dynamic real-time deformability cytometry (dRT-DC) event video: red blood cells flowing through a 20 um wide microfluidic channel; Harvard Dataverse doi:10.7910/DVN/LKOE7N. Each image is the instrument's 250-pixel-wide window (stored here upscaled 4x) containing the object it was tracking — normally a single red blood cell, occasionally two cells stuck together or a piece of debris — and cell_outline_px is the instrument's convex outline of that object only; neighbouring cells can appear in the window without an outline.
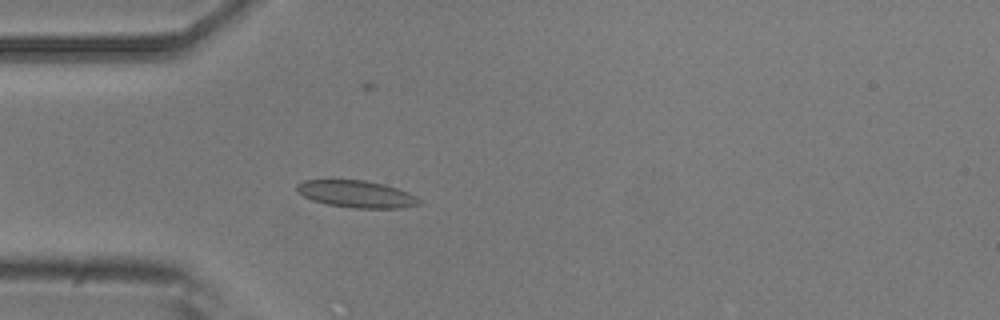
{"species": "common noctule bat (a hibernating species)", "species_latin": "Nyctalus noctula", "temperature_condition": "room temperature", "stored_images_in_passage": 5, "camera_frame_rate_fps": 3000, "um_per_image_px": 0.085, "animal": {"sex": "male", "body_mass_g": 20.5, "forearm_length_mm": 52.5}, "frame": {"image": 1, "passage_image": 5, "time_ms": 4.333, "image_size_px": [1000, 320], "cell_outline_px": [[420, 204], [400, 208], [352, 208], [328, 204], [312, 200], [304, 196], [296, 188], [296, 184], [304, 180], [364, 180], [384, 184], [396, 188], [416, 196], [420, 200]], "centroid_in_image_um": [30.29, 16.49], "position_along_channel_um": 54.7, "area_um2": 19.07}}